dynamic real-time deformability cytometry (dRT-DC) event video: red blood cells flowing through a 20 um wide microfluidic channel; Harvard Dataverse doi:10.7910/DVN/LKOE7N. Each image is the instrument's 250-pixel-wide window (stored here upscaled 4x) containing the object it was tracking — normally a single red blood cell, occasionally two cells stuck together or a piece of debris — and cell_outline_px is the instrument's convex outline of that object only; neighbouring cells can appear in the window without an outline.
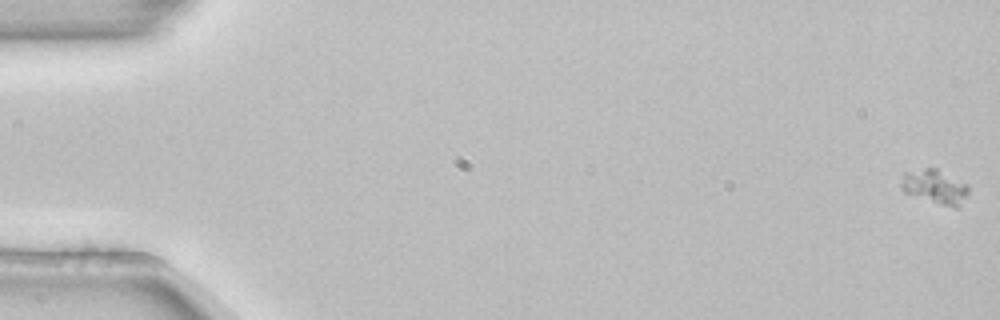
{"species": "common noctule bat (a hibernating species)", "species_latin": "Nyctalus noctula", "temperature_condition": "room temperature", "stored_images_in_passage": 6, "camera_frame_rate_fps": 3000, "um_per_image_px": 0.085, "animal": {"sex": "female", "body_mass_g": 22.7, "forearm_length_mm": 54.2}, "frame": {"image": 1, "passage_image": 1, "time_ms": 0.0, "image_size_px": [1000, 320], "cell_outline_px": [[968, 196], [960, 208], [956, 208], [940, 204], [904, 192], [900, 188], [900, 184], [904, 172], [924, 168], [936, 168], [968, 184]], "centroid_in_image_um": [79.5, 15.88], "position_along_channel_um": 5.5, "area_um2": 13.53}}
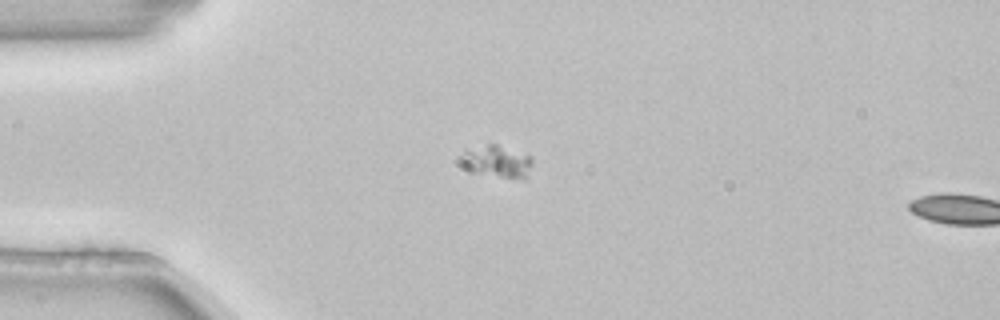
{"frame": {"image": 2, "passage_image": 5, "time_ms": 1.333, "image_size_px": [1000, 320], "cell_outline_px": [[532, 164], [524, 180], [468, 172], [464, 168], [464, 148], [488, 144], [496, 144], [532, 156]], "centroid_in_image_um": [42.25, 13.73], "position_along_channel_um": 42.7, "area_um2": 13.41}}